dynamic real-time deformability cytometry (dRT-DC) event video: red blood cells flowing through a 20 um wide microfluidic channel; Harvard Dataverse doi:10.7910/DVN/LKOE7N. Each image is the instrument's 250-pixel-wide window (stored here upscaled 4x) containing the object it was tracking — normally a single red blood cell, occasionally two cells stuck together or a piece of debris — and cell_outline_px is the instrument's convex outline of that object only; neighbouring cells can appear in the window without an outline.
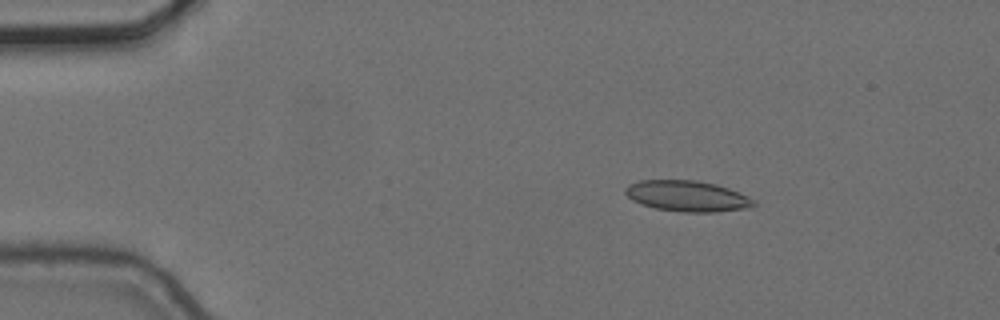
{"species": "common noctule bat (a hibernating species)", "species_latin": "Nyctalus noctula", "temperature_condition": "cold", "stored_images_in_passage": 4, "segment_of_instrument_passage": [1, 2], "camera_frame_rate_fps": 3000, "um_per_image_px": 0.085, "animal": {"sex": "female", "body_mass_g": 24.6, "forearm_length_mm": 56.2}, "frame": {"image": 1, "passage_image": 2, "time_ms": 0.333, "image_size_px": [1000, 320], "cell_outline_px": [[756, 204], [752, 208], [716, 212], [680, 212], [656, 208], [640, 204], [632, 200], [624, 192], [624, 188], [628, 184], [640, 180], [696, 180], [716, 184], [728, 188], [756, 200]], "centroid_in_image_um": [58.42, 16.67], "position_along_channel_um": 26.6, "area_um2": 23.29}}